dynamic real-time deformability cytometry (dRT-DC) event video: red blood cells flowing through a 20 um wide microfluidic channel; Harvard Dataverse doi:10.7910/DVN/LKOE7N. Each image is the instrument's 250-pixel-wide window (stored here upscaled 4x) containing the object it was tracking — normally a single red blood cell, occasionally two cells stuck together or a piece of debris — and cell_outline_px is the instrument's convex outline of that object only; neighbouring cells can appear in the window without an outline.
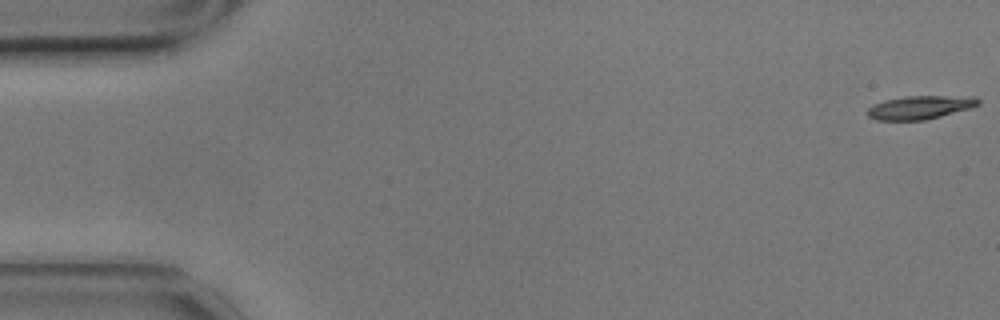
{"species": "common noctule bat (a hibernating species)", "species_latin": "Nyctalus noctula", "temperature_condition": "cold", "stored_images_in_passage": 16, "camera_frame_rate_fps": 3000, "um_per_image_px": 0.085, "animal": {"sex": "male", "body_mass_g": 17.9}, "frame": {"image": 1, "passage_image": 1, "time_ms": 0.0, "image_size_px": [1000, 320], "cell_outline_px": [[980, 104], [972, 108], [924, 120], [876, 120], [868, 116], [868, 108], [872, 104], [884, 100], [904, 96], [976, 96], [980, 100]], "centroid_in_image_um": [78.23, 9.12], "position_along_channel_um": 6.8, "area_um2": 15.26}}
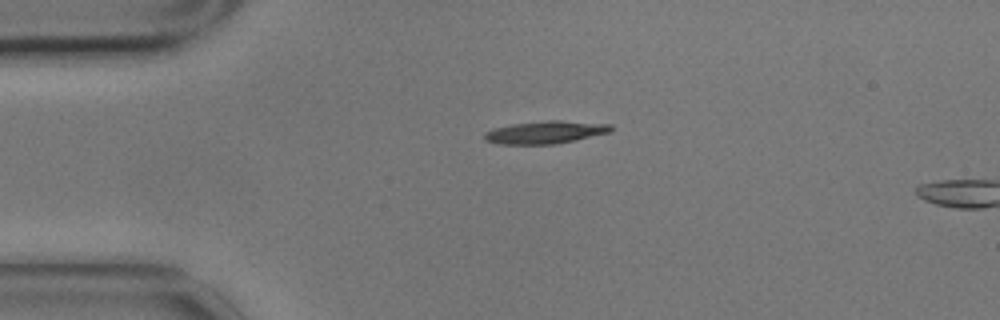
{"frame": {"image": 2, "passage_image": 13, "time_ms": 4.0, "image_size_px": [1000, 320], "cell_outline_px": [[612, 132], [576, 140], [556, 144], [500, 144], [484, 140], [484, 132], [496, 128], [512, 124], [548, 120], [560, 120], [612, 124]], "centroid_in_image_um": [46.4, 11.24], "position_along_channel_um": 38.6, "area_um2": 16.76}}